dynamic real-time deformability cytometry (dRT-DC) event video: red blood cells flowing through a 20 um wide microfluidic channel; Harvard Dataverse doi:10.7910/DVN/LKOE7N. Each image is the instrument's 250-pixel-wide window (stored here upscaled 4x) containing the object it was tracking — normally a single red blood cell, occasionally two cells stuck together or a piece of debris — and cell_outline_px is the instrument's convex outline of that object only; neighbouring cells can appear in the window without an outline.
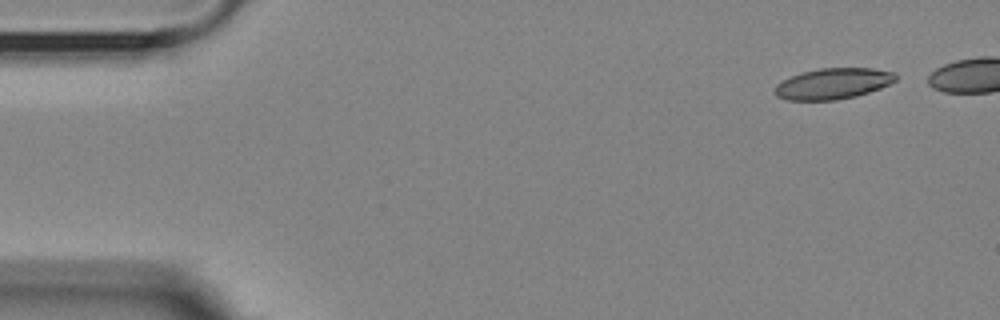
{"species": "Egyptian fruit bat (a non-hibernating species)", "species_latin": "Rousettus aegyptiacus", "temperature_condition": "room temperature", "stored_images_in_passage": 4, "camera_frame_rate_fps": 3000, "um_per_image_px": 0.085, "animal": {"sex": "female"}, "frame": {"image": 1, "passage_image": 1, "time_ms": 0.0, "image_size_px": [1000, 320], "cell_outline_px": [[896, 80], [880, 88], [856, 96], [836, 100], [788, 100], [776, 96], [772, 92], [776, 84], [800, 72], [820, 68], [872, 68], [896, 72]], "centroid_in_image_um": [70.78, 7.11], "position_along_channel_um": 14.2, "area_um2": 21.85}}